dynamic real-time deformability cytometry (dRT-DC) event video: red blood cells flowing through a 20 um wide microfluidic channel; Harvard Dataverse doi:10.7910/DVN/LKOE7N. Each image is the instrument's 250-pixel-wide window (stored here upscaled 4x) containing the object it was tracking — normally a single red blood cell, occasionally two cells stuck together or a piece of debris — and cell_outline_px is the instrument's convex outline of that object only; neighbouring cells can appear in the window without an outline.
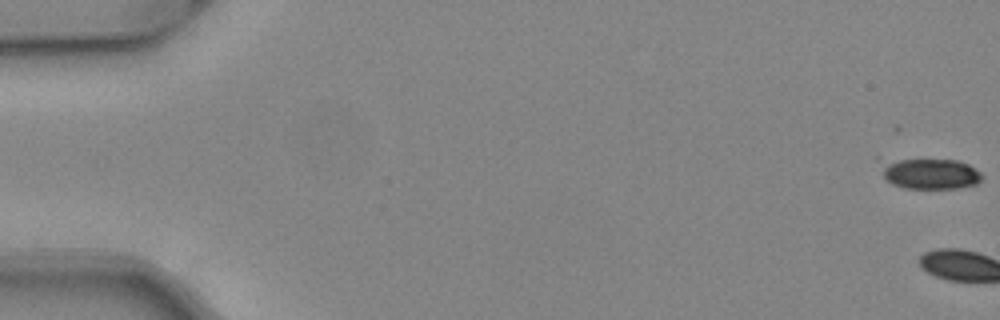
{"species": "common noctule bat (a hibernating species)", "species_latin": "Nyctalus noctula", "temperature_condition": "warm", "stored_images_in_passage": 2, "camera_frame_rate_fps": 3000, "um_per_image_px": 0.085, "animal": {"sex": "female", "body_mass_g": 24.6, "forearm_length_mm": 56.2}, "frame": {"image": 1, "passage_image": 2, "time_ms": 0.333, "image_size_px": [1000, 320], "cell_outline_px": [[984, 176], [976, 184], [956, 188], [904, 188], [892, 184], [884, 176], [876, 160], [876, 156], [956, 160], [968, 164], [980, 172]], "centroid_in_image_um": [78.87, 14.68], "position_along_channel_um": 6.1, "area_um2": 19.19}}